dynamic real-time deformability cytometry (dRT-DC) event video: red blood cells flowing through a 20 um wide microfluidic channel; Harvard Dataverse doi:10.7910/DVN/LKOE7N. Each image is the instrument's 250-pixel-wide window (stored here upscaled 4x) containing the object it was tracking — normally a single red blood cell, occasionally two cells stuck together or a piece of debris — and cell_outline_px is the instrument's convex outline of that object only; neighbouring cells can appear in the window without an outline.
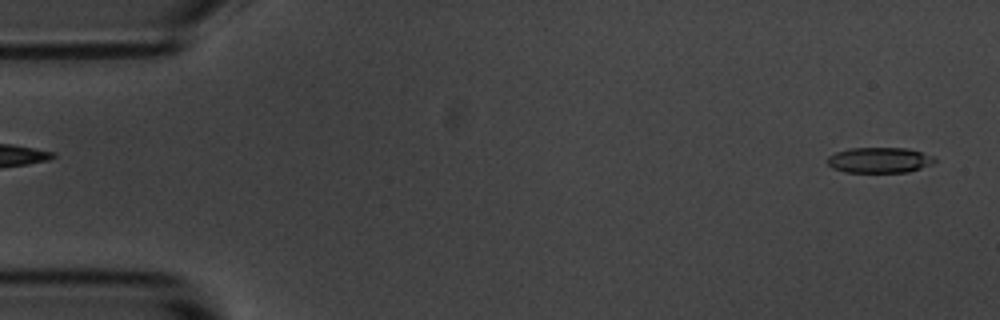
{"species": "common noctule bat (a hibernating species)", "species_latin": "Nyctalus noctula", "temperature_condition": "room temperature", "stored_images_in_passage": 3, "segment_of_instrument_passage": [2, 2], "camera_frame_rate_fps": 3000, "um_per_image_px": 0.085, "animal": {"sex": "male", "body_mass_g": 20.1, "forearm_length_mm": 53.5}, "frame": {"image": 1, "passage_image": 3, "time_ms": 2.333, "image_size_px": [1000, 320], "cell_outline_px": [[936, 160], [932, 164], [908, 172], [844, 172], [832, 168], [828, 164], [828, 156], [836, 152], [848, 148], [908, 148], [932, 156]], "centroid_in_image_um": [74.72, 13.61], "position_along_channel_um": 10.3, "area_um2": 15.9}}